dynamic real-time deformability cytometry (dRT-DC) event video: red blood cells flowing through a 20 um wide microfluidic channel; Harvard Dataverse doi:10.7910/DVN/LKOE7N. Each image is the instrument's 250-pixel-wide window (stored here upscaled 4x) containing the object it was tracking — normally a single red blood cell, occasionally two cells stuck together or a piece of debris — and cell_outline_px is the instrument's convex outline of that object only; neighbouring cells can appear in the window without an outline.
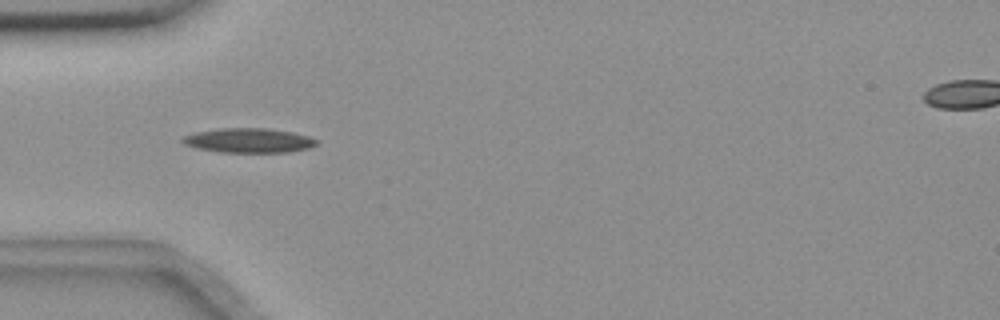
{"species": "common noctule bat (a hibernating species)", "species_latin": "Nyctalus noctula", "temperature_condition": "room temperature", "stored_images_in_passage": 30, "camera_frame_rate_fps": 3000, "um_per_image_px": 0.085, "animal": {"sex": "female", "body_mass_g": 18.4}, "frame": {"image": 1, "passage_image": 7, "time_ms": 2.0, "image_size_px": [1000, 320], "cell_outline_px": [[320, 140], [316, 144], [308, 148], [288, 152], [220, 152], [196, 148], [184, 144], [180, 140], [184, 136], [196, 132], [220, 128], [268, 128], [292, 132], [308, 136]], "centroid_in_image_um": [21.14, 11.93], "position_along_channel_um": 63.9, "area_um2": 19.13}}
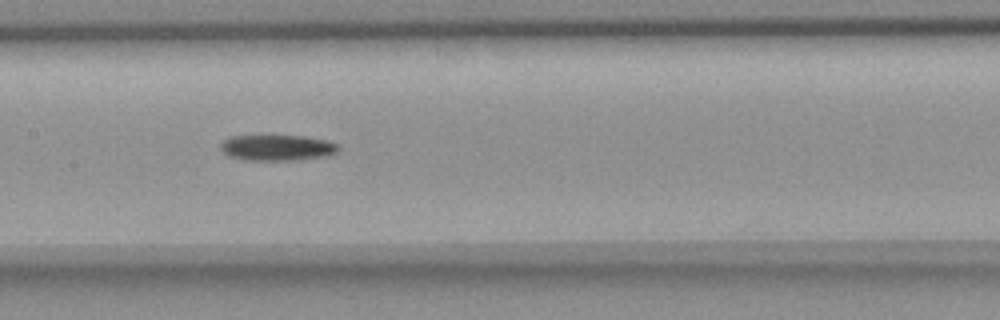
{"frame": {"image": 2, "passage_image": 17, "time_ms": 5.333, "image_size_px": [1000, 320], "cell_outline_px": [[340, 148], [336, 152], [328, 156], [296, 160], [248, 160], [228, 156], [220, 148], [220, 144], [228, 136], [304, 136], [324, 140], [340, 144]], "centroid_in_image_um": [23.57, 12.55], "position_along_channel_um": 183.8, "area_um2": 17.74}}
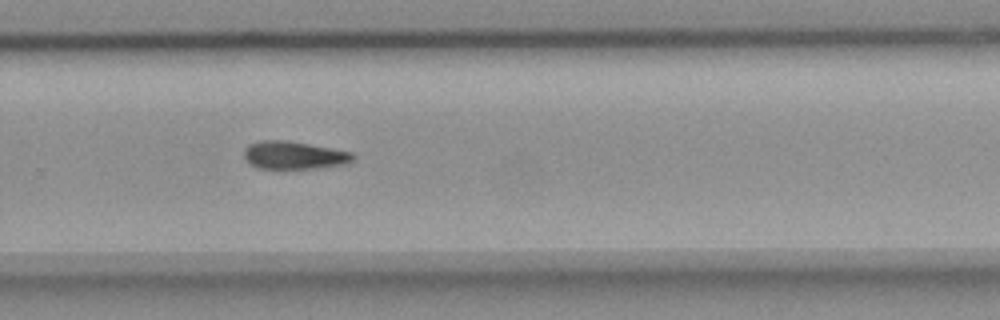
{"frame": {"image": 3, "passage_image": 27, "time_ms": 8.667, "image_size_px": [1000, 320], "cell_outline_px": [[356, 156], [352, 160], [344, 164], [316, 168], [260, 168], [252, 164], [244, 156], [244, 148], [248, 144], [260, 140], [284, 140], [308, 144], [352, 152]], "centroid_in_image_um": [24.98, 13.18], "position_along_channel_um": 304.8, "area_um2": 17.4}}